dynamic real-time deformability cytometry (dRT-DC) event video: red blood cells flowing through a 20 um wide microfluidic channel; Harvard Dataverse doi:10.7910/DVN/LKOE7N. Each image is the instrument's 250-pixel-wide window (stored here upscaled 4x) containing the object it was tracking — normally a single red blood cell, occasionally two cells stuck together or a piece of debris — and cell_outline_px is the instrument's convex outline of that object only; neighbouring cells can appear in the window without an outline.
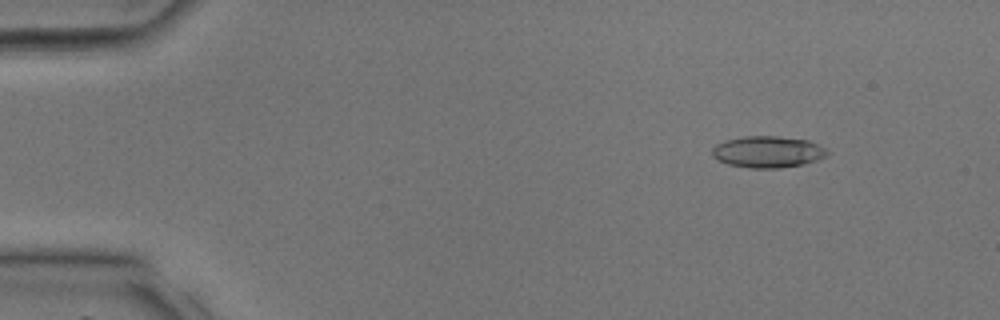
{"species": "common noctule bat (a hibernating species)", "species_latin": "Nyctalus noctula", "temperature_condition": "room temperature", "stored_images_in_passage": 33, "camera_frame_rate_fps": 3000, "um_per_image_px": 0.085, "animal": {"sex": "male", "body_mass_g": 17.9, "forearm_length_mm": 54.2}, "frame": {"image": 1, "passage_image": 5, "time_ms": 1.333, "image_size_px": [1000, 320], "cell_outline_px": [[828, 156], [804, 164], [780, 168], [748, 168], [728, 164], [716, 160], [712, 156], [712, 148], [716, 144], [724, 140], [744, 136], [780, 136], [808, 140], [824, 148], [828, 152]], "centroid_in_image_um": [65.22, 12.91], "position_along_channel_um": 19.8, "area_um2": 21.33}}
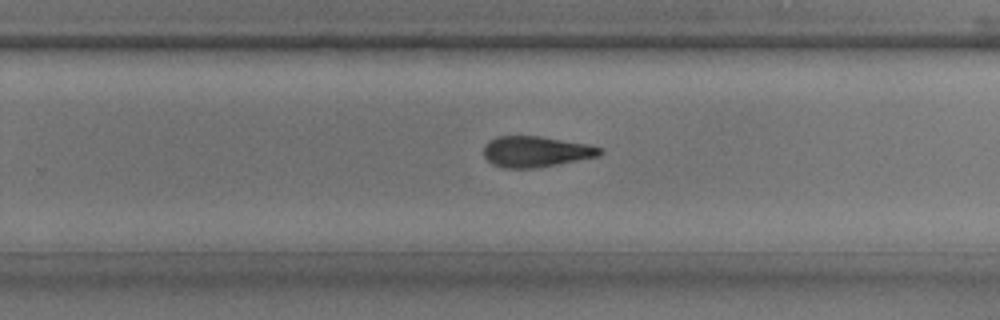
{"frame": {"image": 2, "passage_image": 25, "time_ms": 8.0, "image_size_px": [1000, 320], "cell_outline_px": [[604, 152], [600, 156], [536, 168], [504, 168], [492, 164], [484, 156], [484, 144], [488, 140], [496, 136], [540, 136], [588, 144], [604, 148]], "centroid_in_image_um": [45.56, 12.88], "position_along_channel_um": 284.2, "area_um2": 21.1}}
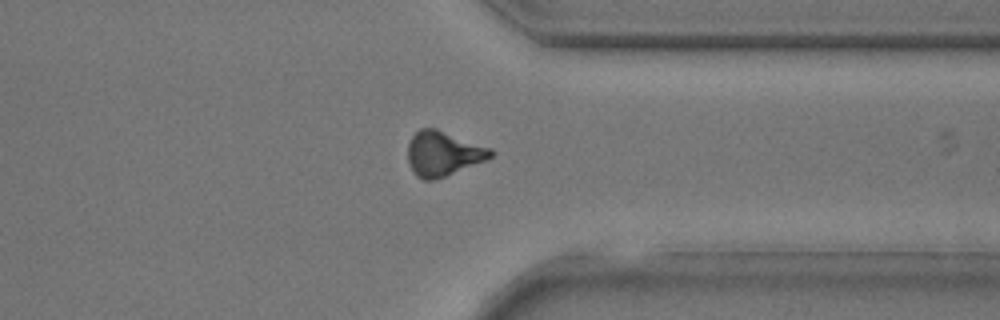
{"frame": {"image": 3, "passage_image": 30, "time_ms": 9.667, "image_size_px": [1000, 320], "cell_outline_px": [[496, 152], [488, 160], [444, 176], [432, 180], [424, 180], [416, 176], [412, 172], [408, 164], [408, 144], [412, 136], [420, 128], [436, 128], [492, 148]], "centroid_in_image_um": [37.68, 13.05], "position_along_channel_um": 373.7, "area_um2": 21.79}}